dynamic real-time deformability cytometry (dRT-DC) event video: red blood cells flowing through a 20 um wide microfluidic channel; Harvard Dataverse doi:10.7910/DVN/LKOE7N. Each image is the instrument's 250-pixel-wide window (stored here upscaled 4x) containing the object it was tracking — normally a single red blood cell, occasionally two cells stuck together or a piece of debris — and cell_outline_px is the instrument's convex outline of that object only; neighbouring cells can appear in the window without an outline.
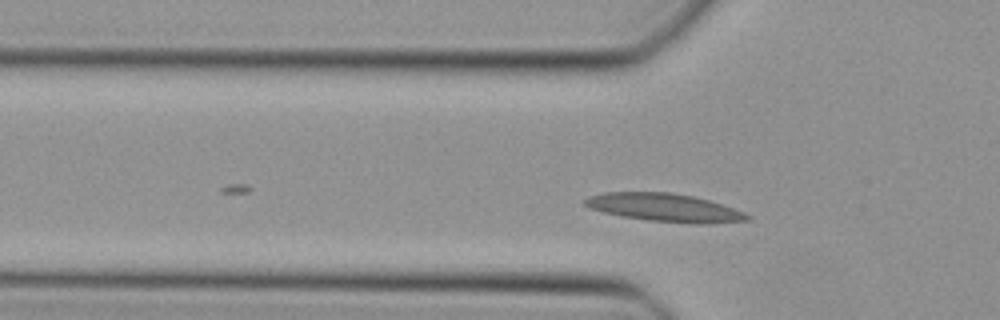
{"species": "Egyptian fruit bat (a non-hibernating species)", "species_latin": "Rousettus aegyptiacus", "temperature_condition": "cold", "stored_images_in_passage": 30, "camera_frame_rate_fps": 3000, "um_per_image_px": 0.085, "animal": {"sex": "female"}, "frame": {"image": 1, "passage_image": 6, "time_ms": 1.667, "image_size_px": [1000, 320], "cell_outline_px": [[752, 220], [648, 220], [620, 216], [604, 212], [592, 208], [584, 204], [584, 200], [588, 196], [604, 192], [672, 192], [692, 196], [708, 200], [744, 212], [752, 216]], "centroid_in_image_um": [56.31, 17.57], "position_along_channel_um": 69.5, "area_um2": 24.91}}
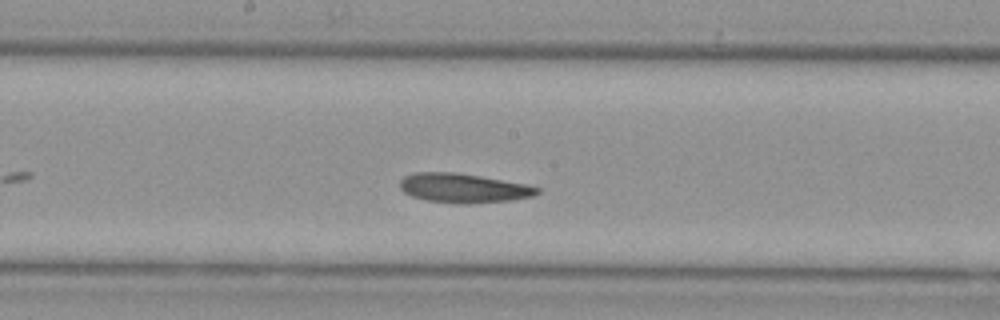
{"frame": {"image": 2, "passage_image": 16, "time_ms": 5.0, "image_size_px": [1000, 320], "cell_outline_px": [[540, 192], [532, 196], [512, 200], [468, 204], [456, 204], [428, 200], [412, 196], [404, 192], [400, 188], [400, 180], [404, 176], [416, 172], [452, 172], [480, 176], [528, 184], [540, 188]], "centroid_in_image_um": [39.4, 15.99], "position_along_channel_um": 208.8, "area_um2": 23.47}}
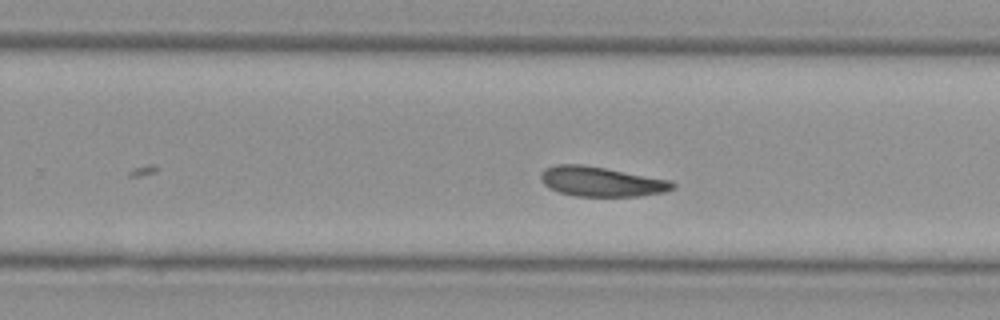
{"frame": {"image": 3, "passage_image": 21, "time_ms": 6.667, "image_size_px": [1000, 320], "cell_outline_px": [[676, 188], [664, 192], [640, 196], [576, 196], [560, 192], [548, 188], [540, 180], [540, 172], [544, 168], [556, 164], [584, 164], [672, 180], [676, 184]], "centroid_in_image_um": [51.11, 15.42], "position_along_channel_um": 278.7, "area_um2": 23.18}}